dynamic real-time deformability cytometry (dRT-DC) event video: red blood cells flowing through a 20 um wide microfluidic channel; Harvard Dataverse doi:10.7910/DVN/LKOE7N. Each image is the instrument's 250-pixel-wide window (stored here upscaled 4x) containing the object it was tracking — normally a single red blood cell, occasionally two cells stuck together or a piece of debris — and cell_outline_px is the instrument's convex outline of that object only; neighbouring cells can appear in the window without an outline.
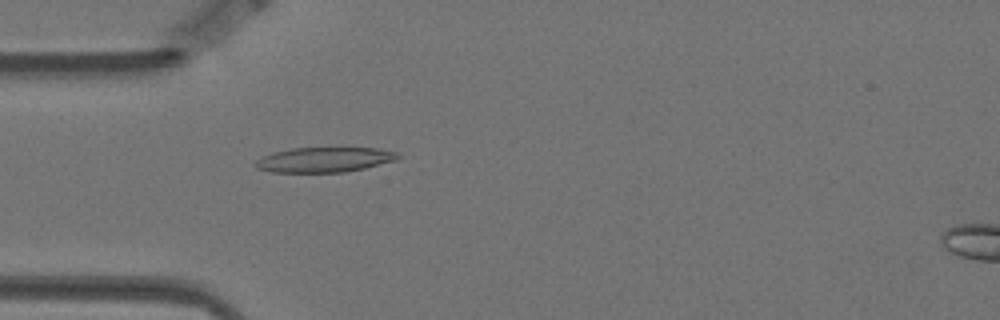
{"species": "Egyptian fruit bat (a non-hibernating species)", "species_latin": "Rousettus aegyptiacus", "temperature_condition": "warm", "stored_images_in_passage": 57, "camera_frame_rate_fps": 3000, "um_per_image_px": 0.085, "animal": {"sex": "female"}, "frame": {"image": 1, "passage_image": 16, "time_ms": 5.0, "image_size_px": [1000, 320], "cell_outline_px": [[400, 156], [396, 160], [364, 168], [344, 172], [272, 172], [256, 168], [252, 164], [256, 160], [272, 152], [292, 148], [376, 148], [400, 152]], "centroid_in_image_um": [27.56, 13.57], "position_along_channel_um": 57.4, "area_um2": 20.75}}
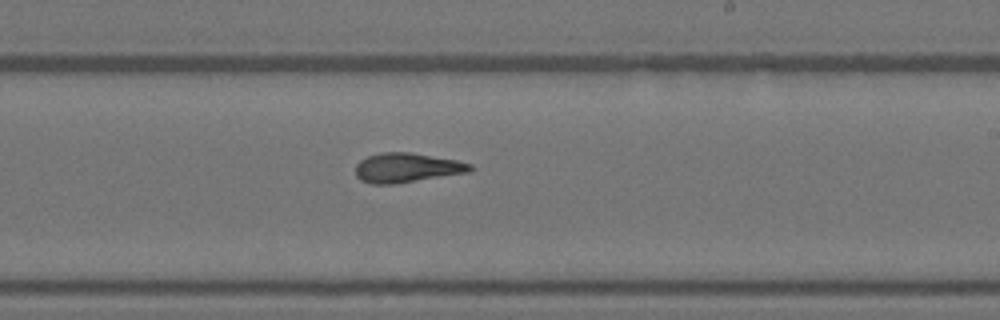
{"frame": {"image": 2, "passage_image": 33, "time_ms": 10.667, "image_size_px": [1000, 320], "cell_outline_px": [[472, 168], [468, 172], [392, 184], [372, 184], [360, 180], [356, 176], [356, 164], [360, 160], [368, 156], [380, 152], [412, 152], [456, 160], [472, 164]], "centroid_in_image_um": [34.53, 14.24], "position_along_channel_um": 254.5, "area_um2": 19.54}}
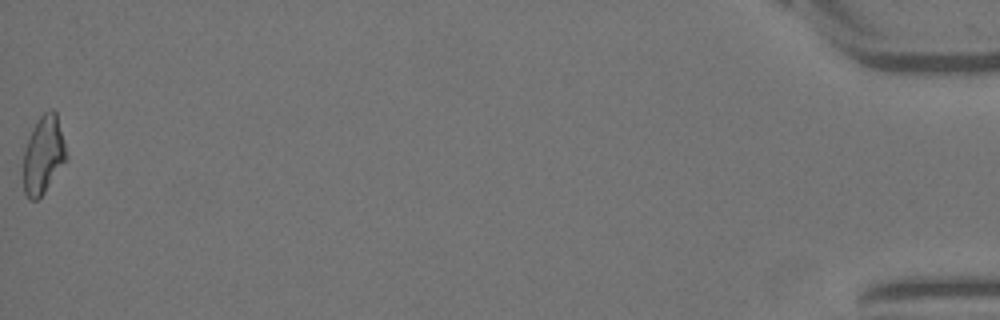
{"frame": {"image": 3, "passage_image": 57, "time_ms": 18.667, "image_size_px": [1000, 320], "cell_outline_px": [[68, 156], [44, 192], [36, 200], [28, 200], [24, 192], [24, 148], [32, 128], [40, 116], [44, 112], [52, 108], [56, 112]], "centroid_in_image_um": [3.67, 13.14], "position_along_channel_um": 431.5, "area_um2": 19.25}, "authors_computed_cell_mechanics": {"area_um2": 19.5942, "velocity_mm_per_s": 3.5154, "shape_relaxation_time_tau1_ms": null, "shape_relaxation_time_tau2_ms": 3.5397, "deformation_change_tau1": null, "deformation_change_tau2": 0.1414}}